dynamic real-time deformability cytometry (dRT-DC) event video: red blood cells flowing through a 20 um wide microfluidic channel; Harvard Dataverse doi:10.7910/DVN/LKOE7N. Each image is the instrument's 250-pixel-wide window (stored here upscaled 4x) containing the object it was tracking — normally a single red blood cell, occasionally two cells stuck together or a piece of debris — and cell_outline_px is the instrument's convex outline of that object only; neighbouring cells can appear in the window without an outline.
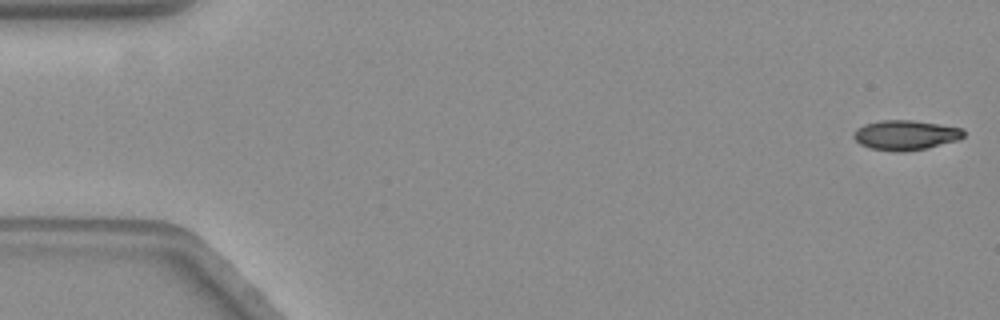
{"species": "common noctule bat (a hibernating species)", "species_latin": "Nyctalus noctula", "temperature_condition": "warm", "stored_images_in_passage": 58, "camera_frame_rate_fps": 3000, "um_per_image_px": 0.085, "animal": {"sex": "female", "body_mass_g": 19.3, "forearm_length_mm": 54.1}, "frame": {"image": 1, "passage_image": 1, "time_ms": 0.0, "image_size_px": [1000, 320], "cell_outline_px": [[964, 136], [956, 140], [924, 148], [904, 152], [892, 152], [868, 148], [860, 144], [852, 136], [864, 124], [880, 120], [912, 120], [960, 128], [964, 132]], "centroid_in_image_um": [76.92, 11.49], "position_along_channel_um": 8.1, "area_um2": 18.79}}
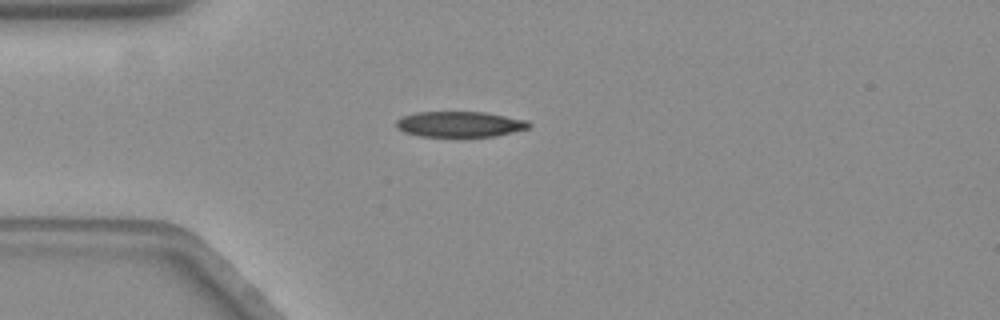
{"frame": {"image": 2, "passage_image": 15, "time_ms": 4.667, "image_size_px": [1000, 320], "cell_outline_px": [[532, 124], [528, 128], [496, 136], [460, 140], [420, 136], [404, 132], [396, 124], [396, 120], [404, 116], [416, 112], [484, 112], [528, 120]], "centroid_in_image_um": [39.11, 10.61], "position_along_channel_um": 45.9, "area_um2": 20.69}}
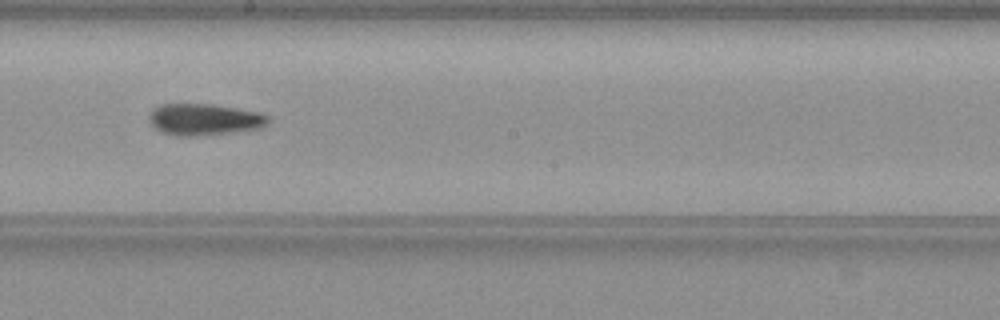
{"frame": {"image": 3, "passage_image": 32, "time_ms": 10.333, "image_size_px": [1000, 320], "cell_outline_px": [[268, 120], [260, 128], [236, 132], [196, 136], [176, 136], [164, 132], [156, 128], [148, 120], [148, 116], [152, 108], [160, 104], [212, 104], [256, 112], [268, 116]], "centroid_in_image_um": [17.3, 10.15], "position_along_channel_um": 230.9, "area_um2": 21.73}, "authors_computed_cell_mechanics": {"area_um2": 20.2589, "velocity_mm_per_s": 3.5412, "shape_relaxation_time_tau1_ms": 4.0254, "shape_relaxation_time_tau2_ms": 8.6813, "deformation_change_tau1": 0.1691, "deformation_change_tau2": 0.1835}}